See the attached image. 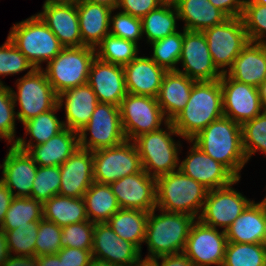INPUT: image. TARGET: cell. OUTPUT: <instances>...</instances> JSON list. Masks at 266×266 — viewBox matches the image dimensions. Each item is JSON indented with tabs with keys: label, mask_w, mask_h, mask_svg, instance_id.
<instances>
[{
	"label": "cell",
	"mask_w": 266,
	"mask_h": 266,
	"mask_svg": "<svg viewBox=\"0 0 266 266\" xmlns=\"http://www.w3.org/2000/svg\"><path fill=\"white\" fill-rule=\"evenodd\" d=\"M163 4L175 5L179 0H160Z\"/></svg>",
	"instance_id": "e7e4bbea"
},
{
	"label": "cell",
	"mask_w": 266,
	"mask_h": 266,
	"mask_svg": "<svg viewBox=\"0 0 266 266\" xmlns=\"http://www.w3.org/2000/svg\"><path fill=\"white\" fill-rule=\"evenodd\" d=\"M0 164V181L12 192L14 197H30L38 165L27 154L11 145L5 159ZM17 190L14 191V190Z\"/></svg>",
	"instance_id": "7402d4cb"
},
{
	"label": "cell",
	"mask_w": 266,
	"mask_h": 266,
	"mask_svg": "<svg viewBox=\"0 0 266 266\" xmlns=\"http://www.w3.org/2000/svg\"><path fill=\"white\" fill-rule=\"evenodd\" d=\"M226 73L239 82L259 88L266 81V43L249 41Z\"/></svg>",
	"instance_id": "4316f807"
},
{
	"label": "cell",
	"mask_w": 266,
	"mask_h": 266,
	"mask_svg": "<svg viewBox=\"0 0 266 266\" xmlns=\"http://www.w3.org/2000/svg\"><path fill=\"white\" fill-rule=\"evenodd\" d=\"M96 57L94 48L88 46L64 47L47 63L43 70L57 95L87 84L92 61Z\"/></svg>",
	"instance_id": "52a82bcc"
},
{
	"label": "cell",
	"mask_w": 266,
	"mask_h": 266,
	"mask_svg": "<svg viewBox=\"0 0 266 266\" xmlns=\"http://www.w3.org/2000/svg\"><path fill=\"white\" fill-rule=\"evenodd\" d=\"M88 131L91 136L87 138ZM79 147L96 151L123 143L126 136L123 131L120 108L110 103H98L90 121L78 132Z\"/></svg>",
	"instance_id": "9c48e42d"
},
{
	"label": "cell",
	"mask_w": 266,
	"mask_h": 266,
	"mask_svg": "<svg viewBox=\"0 0 266 266\" xmlns=\"http://www.w3.org/2000/svg\"><path fill=\"white\" fill-rule=\"evenodd\" d=\"M202 32L207 40L213 63L222 74L232 67L234 59L249 42L241 17H229L221 24Z\"/></svg>",
	"instance_id": "30bf717a"
},
{
	"label": "cell",
	"mask_w": 266,
	"mask_h": 266,
	"mask_svg": "<svg viewBox=\"0 0 266 266\" xmlns=\"http://www.w3.org/2000/svg\"><path fill=\"white\" fill-rule=\"evenodd\" d=\"M121 0H78V2L93 3L105 5L112 10H116L120 4Z\"/></svg>",
	"instance_id": "91938a15"
},
{
	"label": "cell",
	"mask_w": 266,
	"mask_h": 266,
	"mask_svg": "<svg viewBox=\"0 0 266 266\" xmlns=\"http://www.w3.org/2000/svg\"><path fill=\"white\" fill-rule=\"evenodd\" d=\"M61 234L62 227L41 219L35 243V256L57 254L61 250Z\"/></svg>",
	"instance_id": "c3c4849f"
},
{
	"label": "cell",
	"mask_w": 266,
	"mask_h": 266,
	"mask_svg": "<svg viewBox=\"0 0 266 266\" xmlns=\"http://www.w3.org/2000/svg\"><path fill=\"white\" fill-rule=\"evenodd\" d=\"M138 48L135 42L109 33L95 48V51L99 60L124 66L138 56Z\"/></svg>",
	"instance_id": "8d00e7d4"
},
{
	"label": "cell",
	"mask_w": 266,
	"mask_h": 266,
	"mask_svg": "<svg viewBox=\"0 0 266 266\" xmlns=\"http://www.w3.org/2000/svg\"><path fill=\"white\" fill-rule=\"evenodd\" d=\"M191 141L224 165L237 179L248 162L242 146L241 125L225 116L211 122Z\"/></svg>",
	"instance_id": "6da1fadb"
},
{
	"label": "cell",
	"mask_w": 266,
	"mask_h": 266,
	"mask_svg": "<svg viewBox=\"0 0 266 266\" xmlns=\"http://www.w3.org/2000/svg\"><path fill=\"white\" fill-rule=\"evenodd\" d=\"M87 83L96 94L99 103L120 106L128 94L123 66L104 62L97 57L92 61Z\"/></svg>",
	"instance_id": "ffe728a7"
},
{
	"label": "cell",
	"mask_w": 266,
	"mask_h": 266,
	"mask_svg": "<svg viewBox=\"0 0 266 266\" xmlns=\"http://www.w3.org/2000/svg\"><path fill=\"white\" fill-rule=\"evenodd\" d=\"M227 241L232 243L263 244L266 234V199L254 200L225 231Z\"/></svg>",
	"instance_id": "cb8c5ba5"
},
{
	"label": "cell",
	"mask_w": 266,
	"mask_h": 266,
	"mask_svg": "<svg viewBox=\"0 0 266 266\" xmlns=\"http://www.w3.org/2000/svg\"><path fill=\"white\" fill-rule=\"evenodd\" d=\"M143 266H154L150 261L143 260Z\"/></svg>",
	"instance_id": "003e7915"
},
{
	"label": "cell",
	"mask_w": 266,
	"mask_h": 266,
	"mask_svg": "<svg viewBox=\"0 0 266 266\" xmlns=\"http://www.w3.org/2000/svg\"><path fill=\"white\" fill-rule=\"evenodd\" d=\"M143 170L141 158L134 141L93 151L94 181L111 184L125 176Z\"/></svg>",
	"instance_id": "7c38bea8"
},
{
	"label": "cell",
	"mask_w": 266,
	"mask_h": 266,
	"mask_svg": "<svg viewBox=\"0 0 266 266\" xmlns=\"http://www.w3.org/2000/svg\"><path fill=\"white\" fill-rule=\"evenodd\" d=\"M28 69L35 68L7 37L0 46V76L16 75Z\"/></svg>",
	"instance_id": "7dc6e473"
},
{
	"label": "cell",
	"mask_w": 266,
	"mask_h": 266,
	"mask_svg": "<svg viewBox=\"0 0 266 266\" xmlns=\"http://www.w3.org/2000/svg\"><path fill=\"white\" fill-rule=\"evenodd\" d=\"M13 198L12 192L0 181V228Z\"/></svg>",
	"instance_id": "11a10c76"
},
{
	"label": "cell",
	"mask_w": 266,
	"mask_h": 266,
	"mask_svg": "<svg viewBox=\"0 0 266 266\" xmlns=\"http://www.w3.org/2000/svg\"><path fill=\"white\" fill-rule=\"evenodd\" d=\"M83 198L87 218L92 223H106L120 209L109 184L94 181Z\"/></svg>",
	"instance_id": "e575fe53"
},
{
	"label": "cell",
	"mask_w": 266,
	"mask_h": 266,
	"mask_svg": "<svg viewBox=\"0 0 266 266\" xmlns=\"http://www.w3.org/2000/svg\"><path fill=\"white\" fill-rule=\"evenodd\" d=\"M38 266H64L60 261L58 254H47L37 256Z\"/></svg>",
	"instance_id": "6f0895ef"
},
{
	"label": "cell",
	"mask_w": 266,
	"mask_h": 266,
	"mask_svg": "<svg viewBox=\"0 0 266 266\" xmlns=\"http://www.w3.org/2000/svg\"><path fill=\"white\" fill-rule=\"evenodd\" d=\"M61 185L59 195L80 198L94 182L93 151L77 150L60 166Z\"/></svg>",
	"instance_id": "44dd1931"
},
{
	"label": "cell",
	"mask_w": 266,
	"mask_h": 266,
	"mask_svg": "<svg viewBox=\"0 0 266 266\" xmlns=\"http://www.w3.org/2000/svg\"><path fill=\"white\" fill-rule=\"evenodd\" d=\"M60 180V166H38L30 197L44 204L59 195Z\"/></svg>",
	"instance_id": "7bdbcfd3"
},
{
	"label": "cell",
	"mask_w": 266,
	"mask_h": 266,
	"mask_svg": "<svg viewBox=\"0 0 266 266\" xmlns=\"http://www.w3.org/2000/svg\"><path fill=\"white\" fill-rule=\"evenodd\" d=\"M43 218L59 227L87 221L84 198L55 195L43 204Z\"/></svg>",
	"instance_id": "836d02e7"
},
{
	"label": "cell",
	"mask_w": 266,
	"mask_h": 266,
	"mask_svg": "<svg viewBox=\"0 0 266 266\" xmlns=\"http://www.w3.org/2000/svg\"><path fill=\"white\" fill-rule=\"evenodd\" d=\"M120 116L126 140L134 141L142 134L161 129L168 122L157 98L128 93L122 100Z\"/></svg>",
	"instance_id": "8fae6325"
},
{
	"label": "cell",
	"mask_w": 266,
	"mask_h": 266,
	"mask_svg": "<svg viewBox=\"0 0 266 266\" xmlns=\"http://www.w3.org/2000/svg\"><path fill=\"white\" fill-rule=\"evenodd\" d=\"M207 192L203 185L178 169L156 178V209L185 213L197 219Z\"/></svg>",
	"instance_id": "277c9868"
},
{
	"label": "cell",
	"mask_w": 266,
	"mask_h": 266,
	"mask_svg": "<svg viewBox=\"0 0 266 266\" xmlns=\"http://www.w3.org/2000/svg\"><path fill=\"white\" fill-rule=\"evenodd\" d=\"M180 62L183 71L179 68L177 71L187 75L196 82L214 81L222 77L221 71L213 63L203 32L188 31L183 28Z\"/></svg>",
	"instance_id": "2e32d148"
},
{
	"label": "cell",
	"mask_w": 266,
	"mask_h": 266,
	"mask_svg": "<svg viewBox=\"0 0 266 266\" xmlns=\"http://www.w3.org/2000/svg\"><path fill=\"white\" fill-rule=\"evenodd\" d=\"M225 231L201 223L192 224L183 253L195 266H222L227 246Z\"/></svg>",
	"instance_id": "9a60e30c"
},
{
	"label": "cell",
	"mask_w": 266,
	"mask_h": 266,
	"mask_svg": "<svg viewBox=\"0 0 266 266\" xmlns=\"http://www.w3.org/2000/svg\"><path fill=\"white\" fill-rule=\"evenodd\" d=\"M222 89L223 115L242 125L260 115L265 109L260 90L239 82L223 73L219 79Z\"/></svg>",
	"instance_id": "5bb4252c"
},
{
	"label": "cell",
	"mask_w": 266,
	"mask_h": 266,
	"mask_svg": "<svg viewBox=\"0 0 266 266\" xmlns=\"http://www.w3.org/2000/svg\"><path fill=\"white\" fill-rule=\"evenodd\" d=\"M120 208L150 212L156 208V178L134 173L109 184Z\"/></svg>",
	"instance_id": "e0dca14e"
},
{
	"label": "cell",
	"mask_w": 266,
	"mask_h": 266,
	"mask_svg": "<svg viewBox=\"0 0 266 266\" xmlns=\"http://www.w3.org/2000/svg\"><path fill=\"white\" fill-rule=\"evenodd\" d=\"M261 101L264 109L266 110V81L259 87Z\"/></svg>",
	"instance_id": "be15d7a7"
},
{
	"label": "cell",
	"mask_w": 266,
	"mask_h": 266,
	"mask_svg": "<svg viewBox=\"0 0 266 266\" xmlns=\"http://www.w3.org/2000/svg\"><path fill=\"white\" fill-rule=\"evenodd\" d=\"M242 129V146L247 161L255 152L266 155V110L257 117L244 122Z\"/></svg>",
	"instance_id": "b9f144b4"
},
{
	"label": "cell",
	"mask_w": 266,
	"mask_h": 266,
	"mask_svg": "<svg viewBox=\"0 0 266 266\" xmlns=\"http://www.w3.org/2000/svg\"><path fill=\"white\" fill-rule=\"evenodd\" d=\"M252 3L266 5V0H249Z\"/></svg>",
	"instance_id": "03108f58"
},
{
	"label": "cell",
	"mask_w": 266,
	"mask_h": 266,
	"mask_svg": "<svg viewBox=\"0 0 266 266\" xmlns=\"http://www.w3.org/2000/svg\"><path fill=\"white\" fill-rule=\"evenodd\" d=\"M79 148L78 132L65 128L45 143L26 152L38 166H61Z\"/></svg>",
	"instance_id": "83f0119b"
},
{
	"label": "cell",
	"mask_w": 266,
	"mask_h": 266,
	"mask_svg": "<svg viewBox=\"0 0 266 266\" xmlns=\"http://www.w3.org/2000/svg\"><path fill=\"white\" fill-rule=\"evenodd\" d=\"M78 0H45L43 5H76Z\"/></svg>",
	"instance_id": "94428289"
},
{
	"label": "cell",
	"mask_w": 266,
	"mask_h": 266,
	"mask_svg": "<svg viewBox=\"0 0 266 266\" xmlns=\"http://www.w3.org/2000/svg\"><path fill=\"white\" fill-rule=\"evenodd\" d=\"M220 80L195 82L185 108L171 121L184 140H191L223 117Z\"/></svg>",
	"instance_id": "7a4b0ae2"
},
{
	"label": "cell",
	"mask_w": 266,
	"mask_h": 266,
	"mask_svg": "<svg viewBox=\"0 0 266 266\" xmlns=\"http://www.w3.org/2000/svg\"><path fill=\"white\" fill-rule=\"evenodd\" d=\"M228 17H241L247 0H209Z\"/></svg>",
	"instance_id": "f5cc1de1"
},
{
	"label": "cell",
	"mask_w": 266,
	"mask_h": 266,
	"mask_svg": "<svg viewBox=\"0 0 266 266\" xmlns=\"http://www.w3.org/2000/svg\"><path fill=\"white\" fill-rule=\"evenodd\" d=\"M37 13L64 47L82 46L76 5H43Z\"/></svg>",
	"instance_id": "484cf974"
},
{
	"label": "cell",
	"mask_w": 266,
	"mask_h": 266,
	"mask_svg": "<svg viewBox=\"0 0 266 266\" xmlns=\"http://www.w3.org/2000/svg\"><path fill=\"white\" fill-rule=\"evenodd\" d=\"M159 259L162 262H159ZM150 262L154 266H195L184 253L162 255L154 258Z\"/></svg>",
	"instance_id": "db71d44e"
},
{
	"label": "cell",
	"mask_w": 266,
	"mask_h": 266,
	"mask_svg": "<svg viewBox=\"0 0 266 266\" xmlns=\"http://www.w3.org/2000/svg\"><path fill=\"white\" fill-rule=\"evenodd\" d=\"M82 46L96 48L110 32L111 8L93 3L76 4Z\"/></svg>",
	"instance_id": "f546056e"
},
{
	"label": "cell",
	"mask_w": 266,
	"mask_h": 266,
	"mask_svg": "<svg viewBox=\"0 0 266 266\" xmlns=\"http://www.w3.org/2000/svg\"><path fill=\"white\" fill-rule=\"evenodd\" d=\"M195 82L178 71L165 73L157 101L168 122H171L185 108Z\"/></svg>",
	"instance_id": "f1b7e54d"
},
{
	"label": "cell",
	"mask_w": 266,
	"mask_h": 266,
	"mask_svg": "<svg viewBox=\"0 0 266 266\" xmlns=\"http://www.w3.org/2000/svg\"><path fill=\"white\" fill-rule=\"evenodd\" d=\"M88 266H116V265H113L105 260H100L92 257Z\"/></svg>",
	"instance_id": "6125c7cd"
},
{
	"label": "cell",
	"mask_w": 266,
	"mask_h": 266,
	"mask_svg": "<svg viewBox=\"0 0 266 266\" xmlns=\"http://www.w3.org/2000/svg\"><path fill=\"white\" fill-rule=\"evenodd\" d=\"M236 179L233 183L213 190L206 195L201 213L197 218L201 223L214 227L226 229L239 217L243 210L251 202L246 196L232 188V185L239 182Z\"/></svg>",
	"instance_id": "4fadbf2b"
},
{
	"label": "cell",
	"mask_w": 266,
	"mask_h": 266,
	"mask_svg": "<svg viewBox=\"0 0 266 266\" xmlns=\"http://www.w3.org/2000/svg\"><path fill=\"white\" fill-rule=\"evenodd\" d=\"M110 34L130 40L138 44L139 39H142V21L140 18L133 17L124 12H118L110 15Z\"/></svg>",
	"instance_id": "681fc988"
},
{
	"label": "cell",
	"mask_w": 266,
	"mask_h": 266,
	"mask_svg": "<svg viewBox=\"0 0 266 266\" xmlns=\"http://www.w3.org/2000/svg\"><path fill=\"white\" fill-rule=\"evenodd\" d=\"M165 128L142 134L134 140L143 170L155 178L178 170L181 162L178 157L181 144L172 138V135H180L171 122H167Z\"/></svg>",
	"instance_id": "8992f818"
},
{
	"label": "cell",
	"mask_w": 266,
	"mask_h": 266,
	"mask_svg": "<svg viewBox=\"0 0 266 266\" xmlns=\"http://www.w3.org/2000/svg\"><path fill=\"white\" fill-rule=\"evenodd\" d=\"M64 266H88L92 252L80 248L64 247L57 253Z\"/></svg>",
	"instance_id": "816d5d0a"
},
{
	"label": "cell",
	"mask_w": 266,
	"mask_h": 266,
	"mask_svg": "<svg viewBox=\"0 0 266 266\" xmlns=\"http://www.w3.org/2000/svg\"><path fill=\"white\" fill-rule=\"evenodd\" d=\"M156 208L149 212L144 243L148 246V255L144 261H151L162 255L183 253L186 240L195 217L185 213L166 212Z\"/></svg>",
	"instance_id": "3957f363"
},
{
	"label": "cell",
	"mask_w": 266,
	"mask_h": 266,
	"mask_svg": "<svg viewBox=\"0 0 266 266\" xmlns=\"http://www.w3.org/2000/svg\"><path fill=\"white\" fill-rule=\"evenodd\" d=\"M192 143L188 156L179 163L181 170L188 177L203 185L208 191L233 183L237 178L221 163L208 156Z\"/></svg>",
	"instance_id": "d6986e66"
},
{
	"label": "cell",
	"mask_w": 266,
	"mask_h": 266,
	"mask_svg": "<svg viewBox=\"0 0 266 266\" xmlns=\"http://www.w3.org/2000/svg\"><path fill=\"white\" fill-rule=\"evenodd\" d=\"M40 221L20 225L13 230H3L6 234L10 255L35 256V243Z\"/></svg>",
	"instance_id": "60d3db41"
},
{
	"label": "cell",
	"mask_w": 266,
	"mask_h": 266,
	"mask_svg": "<svg viewBox=\"0 0 266 266\" xmlns=\"http://www.w3.org/2000/svg\"><path fill=\"white\" fill-rule=\"evenodd\" d=\"M179 19L188 31H200L221 24L229 17L209 0H179L175 4Z\"/></svg>",
	"instance_id": "4dcf8cb0"
},
{
	"label": "cell",
	"mask_w": 266,
	"mask_h": 266,
	"mask_svg": "<svg viewBox=\"0 0 266 266\" xmlns=\"http://www.w3.org/2000/svg\"><path fill=\"white\" fill-rule=\"evenodd\" d=\"M43 219V203L31 197H14L2 223L3 230Z\"/></svg>",
	"instance_id": "74e56055"
},
{
	"label": "cell",
	"mask_w": 266,
	"mask_h": 266,
	"mask_svg": "<svg viewBox=\"0 0 266 266\" xmlns=\"http://www.w3.org/2000/svg\"><path fill=\"white\" fill-rule=\"evenodd\" d=\"M222 266H266V247L257 243L228 242Z\"/></svg>",
	"instance_id": "f35d334b"
},
{
	"label": "cell",
	"mask_w": 266,
	"mask_h": 266,
	"mask_svg": "<svg viewBox=\"0 0 266 266\" xmlns=\"http://www.w3.org/2000/svg\"><path fill=\"white\" fill-rule=\"evenodd\" d=\"M10 252L8 248L6 234L0 228V266L9 258Z\"/></svg>",
	"instance_id": "680465c9"
},
{
	"label": "cell",
	"mask_w": 266,
	"mask_h": 266,
	"mask_svg": "<svg viewBox=\"0 0 266 266\" xmlns=\"http://www.w3.org/2000/svg\"><path fill=\"white\" fill-rule=\"evenodd\" d=\"M183 32L166 36L152 43L153 55L151 59L166 71H177L182 53Z\"/></svg>",
	"instance_id": "ab89813d"
},
{
	"label": "cell",
	"mask_w": 266,
	"mask_h": 266,
	"mask_svg": "<svg viewBox=\"0 0 266 266\" xmlns=\"http://www.w3.org/2000/svg\"><path fill=\"white\" fill-rule=\"evenodd\" d=\"M177 8L172 4H162L145 15L142 21V34L146 35L147 43H152L166 36L176 33Z\"/></svg>",
	"instance_id": "d590c367"
},
{
	"label": "cell",
	"mask_w": 266,
	"mask_h": 266,
	"mask_svg": "<svg viewBox=\"0 0 266 266\" xmlns=\"http://www.w3.org/2000/svg\"><path fill=\"white\" fill-rule=\"evenodd\" d=\"M35 69L54 59L64 48L38 14L11 27L7 36Z\"/></svg>",
	"instance_id": "5b68a950"
},
{
	"label": "cell",
	"mask_w": 266,
	"mask_h": 266,
	"mask_svg": "<svg viewBox=\"0 0 266 266\" xmlns=\"http://www.w3.org/2000/svg\"><path fill=\"white\" fill-rule=\"evenodd\" d=\"M57 104L52 110L39 114L38 116L23 123L26 135L30 134V141L26 142L25 138L18 137L14 146L22 151H27L31 146L45 143L53 136L65 129L64 122L60 121L56 112L60 110ZM34 142H36L34 144Z\"/></svg>",
	"instance_id": "1f68e13d"
},
{
	"label": "cell",
	"mask_w": 266,
	"mask_h": 266,
	"mask_svg": "<svg viewBox=\"0 0 266 266\" xmlns=\"http://www.w3.org/2000/svg\"><path fill=\"white\" fill-rule=\"evenodd\" d=\"M15 104L9 86L4 85L0 79V139H6L8 144L14 145L18 138L15 136L16 128ZM16 137V139H15Z\"/></svg>",
	"instance_id": "f6af8a7d"
},
{
	"label": "cell",
	"mask_w": 266,
	"mask_h": 266,
	"mask_svg": "<svg viewBox=\"0 0 266 266\" xmlns=\"http://www.w3.org/2000/svg\"><path fill=\"white\" fill-rule=\"evenodd\" d=\"M241 18L249 41L266 43V5L247 0Z\"/></svg>",
	"instance_id": "ee69618b"
},
{
	"label": "cell",
	"mask_w": 266,
	"mask_h": 266,
	"mask_svg": "<svg viewBox=\"0 0 266 266\" xmlns=\"http://www.w3.org/2000/svg\"><path fill=\"white\" fill-rule=\"evenodd\" d=\"M149 212L120 208L106 222L122 239L134 244L140 251L145 241Z\"/></svg>",
	"instance_id": "d6a6232c"
},
{
	"label": "cell",
	"mask_w": 266,
	"mask_h": 266,
	"mask_svg": "<svg viewBox=\"0 0 266 266\" xmlns=\"http://www.w3.org/2000/svg\"><path fill=\"white\" fill-rule=\"evenodd\" d=\"M135 266H143V260L139 264H137Z\"/></svg>",
	"instance_id": "89a4df30"
},
{
	"label": "cell",
	"mask_w": 266,
	"mask_h": 266,
	"mask_svg": "<svg viewBox=\"0 0 266 266\" xmlns=\"http://www.w3.org/2000/svg\"><path fill=\"white\" fill-rule=\"evenodd\" d=\"M65 100V101H64ZM64 103L65 128L79 132L89 121L99 101L87 83L68 89L58 95V105Z\"/></svg>",
	"instance_id": "d4e9b609"
},
{
	"label": "cell",
	"mask_w": 266,
	"mask_h": 266,
	"mask_svg": "<svg viewBox=\"0 0 266 266\" xmlns=\"http://www.w3.org/2000/svg\"><path fill=\"white\" fill-rule=\"evenodd\" d=\"M95 223L83 221L62 227L61 248H80L92 252Z\"/></svg>",
	"instance_id": "bcb514c9"
},
{
	"label": "cell",
	"mask_w": 266,
	"mask_h": 266,
	"mask_svg": "<svg viewBox=\"0 0 266 266\" xmlns=\"http://www.w3.org/2000/svg\"><path fill=\"white\" fill-rule=\"evenodd\" d=\"M141 251L119 237L107 223H95L92 257L116 266H135L143 259Z\"/></svg>",
	"instance_id": "ac0fdd59"
},
{
	"label": "cell",
	"mask_w": 266,
	"mask_h": 266,
	"mask_svg": "<svg viewBox=\"0 0 266 266\" xmlns=\"http://www.w3.org/2000/svg\"><path fill=\"white\" fill-rule=\"evenodd\" d=\"M127 93L157 98L167 72L147 56H137L123 66Z\"/></svg>",
	"instance_id": "603a6c76"
},
{
	"label": "cell",
	"mask_w": 266,
	"mask_h": 266,
	"mask_svg": "<svg viewBox=\"0 0 266 266\" xmlns=\"http://www.w3.org/2000/svg\"><path fill=\"white\" fill-rule=\"evenodd\" d=\"M263 245L266 247V234H265V238H264V241H263Z\"/></svg>",
	"instance_id": "a7ac6f4b"
},
{
	"label": "cell",
	"mask_w": 266,
	"mask_h": 266,
	"mask_svg": "<svg viewBox=\"0 0 266 266\" xmlns=\"http://www.w3.org/2000/svg\"><path fill=\"white\" fill-rule=\"evenodd\" d=\"M163 3L160 0H121L118 10L142 19L151 10L158 8Z\"/></svg>",
	"instance_id": "f907efd6"
},
{
	"label": "cell",
	"mask_w": 266,
	"mask_h": 266,
	"mask_svg": "<svg viewBox=\"0 0 266 266\" xmlns=\"http://www.w3.org/2000/svg\"><path fill=\"white\" fill-rule=\"evenodd\" d=\"M18 82V83H17ZM17 92L10 88L15 106L17 101L20 109L16 112L22 124L41 113L52 110L58 104V95L49 83L43 68L29 70L16 80Z\"/></svg>",
	"instance_id": "ba28073f"
},
{
	"label": "cell",
	"mask_w": 266,
	"mask_h": 266,
	"mask_svg": "<svg viewBox=\"0 0 266 266\" xmlns=\"http://www.w3.org/2000/svg\"><path fill=\"white\" fill-rule=\"evenodd\" d=\"M1 266H38L37 256L10 255Z\"/></svg>",
	"instance_id": "9f6ffc18"
}]
</instances>
